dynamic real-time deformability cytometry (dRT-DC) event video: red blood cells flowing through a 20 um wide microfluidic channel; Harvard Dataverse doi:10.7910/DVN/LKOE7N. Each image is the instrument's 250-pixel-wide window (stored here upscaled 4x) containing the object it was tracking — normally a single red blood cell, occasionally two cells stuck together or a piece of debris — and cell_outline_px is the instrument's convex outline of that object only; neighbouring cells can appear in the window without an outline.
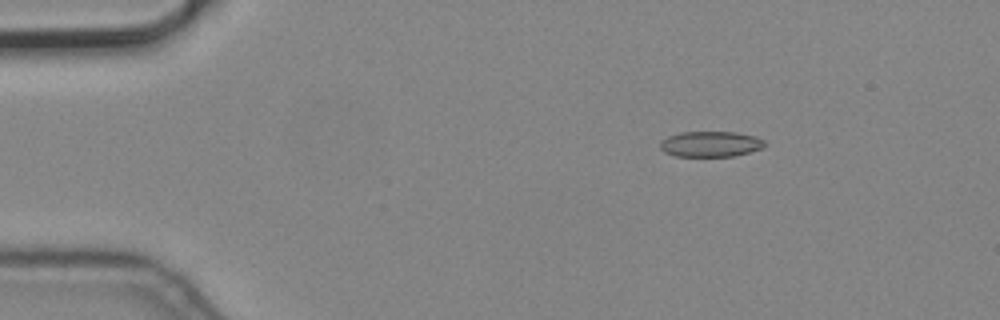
{"species": "common noctule bat (a hibernating species)", "species_latin": "Nyctalus noctula", "temperature_condition": "cold", "stored_images_in_passage": 6, "camera_frame_rate_fps": 3000, "um_per_image_px": 0.085, "animal": {"sex": "male", "body_mass_g": 19.2, "forearm_length_mm": 51.8}, "frame": {"image": 1, "passage_image": 3, "time_ms": 0.667, "image_size_px": [1000, 320], "cell_outline_px": [[768, 144], [764, 148], [732, 156], [676, 156], [664, 152], [660, 148], [660, 140], [668, 136], [680, 132], [736, 132], [756, 136], [764, 140]], "centroid_in_image_um": [60.41, 12.23], "position_along_channel_um": 24.6, "area_um2": 15.72}}